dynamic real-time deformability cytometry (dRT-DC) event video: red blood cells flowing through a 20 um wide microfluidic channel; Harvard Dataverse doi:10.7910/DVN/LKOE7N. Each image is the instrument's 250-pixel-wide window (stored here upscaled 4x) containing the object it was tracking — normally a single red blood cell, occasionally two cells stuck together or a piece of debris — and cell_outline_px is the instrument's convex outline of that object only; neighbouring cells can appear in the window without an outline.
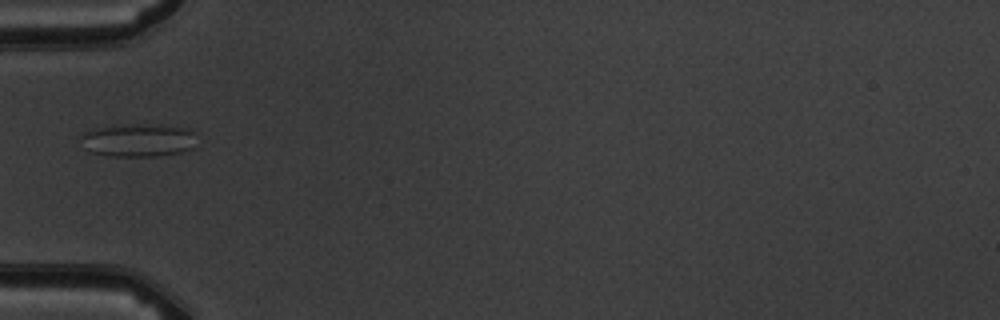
{"species": "common noctule bat (a hibernating species)", "species_latin": "Nyctalus noctula", "temperature_condition": "warm", "stored_images_in_passage": 6, "camera_frame_rate_fps": 3000, "um_per_image_px": 0.085, "animal": {"sex": "male", "body_mass_g": 19.5, "forearm_length_mm": 54.6}, "frame": {"image": 1, "passage_image": 5, "time_ms": 5.333, "image_size_px": [1000, 320], "cell_outline_px": [[196, 132], [192, 148], [180, 152], [156, 156], [108, 156], [92, 152], [84, 148], [80, 136], [88, 128], [160, 124], [188, 128]], "centroid_in_image_um": [11.74, 11.92], "position_along_channel_um": 73.3, "area_um2": 22.25}}
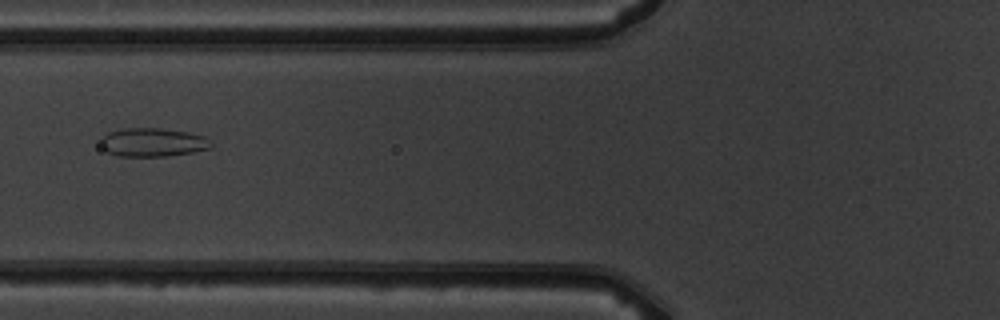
{"frame": {"image": 2, "passage_image": 6, "time_ms": 6.333, "image_size_px": [1000, 320], "cell_outline_px": [[212, 148], [192, 152], [168, 156], [116, 156], [100, 148], [100, 140], [108, 132], [124, 128], [160, 128], [188, 132], [204, 136], [212, 144]], "centroid_in_image_um": [12.95, 12.1], "position_along_channel_um": 112.8, "area_um2": 18.5}}